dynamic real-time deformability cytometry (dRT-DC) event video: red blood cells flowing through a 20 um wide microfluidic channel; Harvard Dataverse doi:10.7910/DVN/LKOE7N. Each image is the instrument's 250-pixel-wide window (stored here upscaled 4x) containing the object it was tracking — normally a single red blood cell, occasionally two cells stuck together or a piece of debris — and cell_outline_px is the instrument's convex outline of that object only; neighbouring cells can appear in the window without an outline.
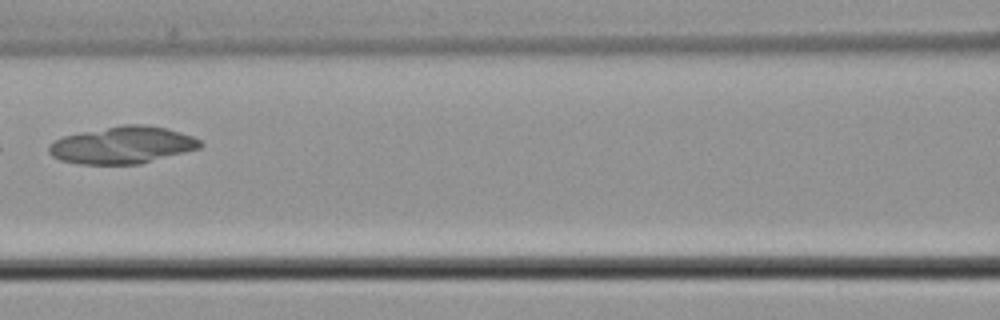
{"species": "common noctule bat (a hibernating species)", "species_latin": "Nyctalus noctula", "temperature_condition": "cold", "stored_images_in_passage": 6, "camera_frame_rate_fps": 3000, "um_per_image_px": 0.085, "animal": {"sex": "male", "body_mass_g": 21.5, "forearm_length_mm": 52.0}, "frame": {"image": 1, "passage_image": 6, "time_ms": 1.667, "image_size_px": [1000, 320], "cell_outline_px": [[204, 144], [200, 148], [140, 164], [80, 164], [60, 160], [52, 156], [48, 152], [48, 148], [56, 140], [64, 136], [124, 124], [144, 124], [168, 128], [192, 136], [200, 140]], "centroid_in_image_um": [10.45, 12.33], "position_along_channel_um": 156.2, "area_um2": 32.54}}